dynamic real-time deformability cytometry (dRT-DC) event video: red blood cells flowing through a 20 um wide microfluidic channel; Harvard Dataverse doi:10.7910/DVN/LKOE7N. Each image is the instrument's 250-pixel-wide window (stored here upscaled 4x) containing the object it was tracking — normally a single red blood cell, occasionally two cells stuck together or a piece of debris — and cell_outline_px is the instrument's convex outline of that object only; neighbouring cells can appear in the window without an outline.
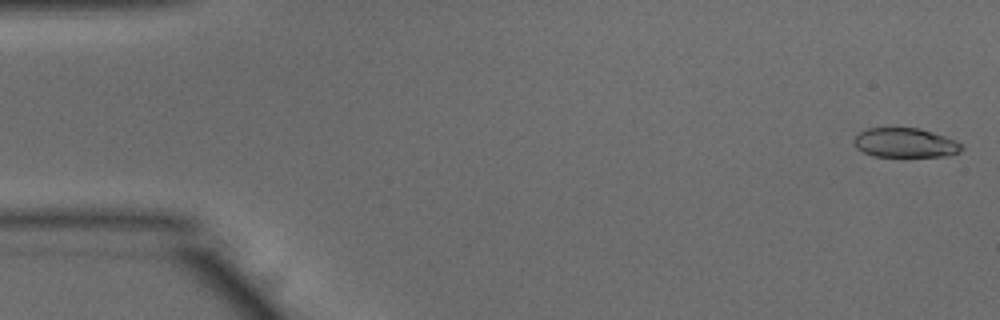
{"species": "common noctule bat (a hibernating species)", "species_latin": "Nyctalus noctula", "temperature_condition": "warm", "stored_images_in_passage": 52, "camera_frame_rate_fps": 3000, "um_per_image_px": 0.085, "animal": {"sex": "male", "body_mass_g": 15.6}, "frame": {"image": 1, "passage_image": 1, "time_ms": 0.0, "image_size_px": [1000, 320], "cell_outline_px": [[964, 148], [960, 152], [948, 156], [872, 156], [856, 148], [852, 144], [852, 140], [860, 132], [868, 128], [920, 128], [956, 140], [964, 144]], "centroid_in_image_um": [76.95, 12.14], "position_along_channel_um": 8.0, "area_um2": 18.61}}
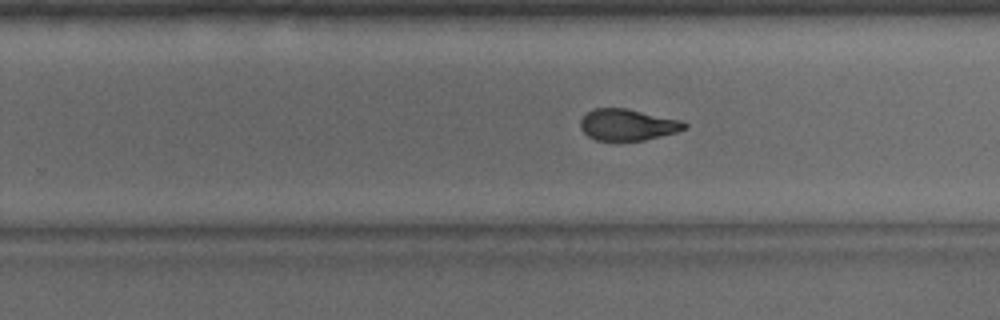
{"frame": {"image": 2, "passage_image": 32, "time_ms": 10.333, "image_size_px": [1000, 320], "cell_outline_px": [[688, 128], [676, 132], [644, 140], [596, 140], [588, 136], [580, 128], [580, 120], [592, 108], [628, 108], [680, 120], [688, 124]], "centroid_in_image_um": [53.35, 10.59], "position_along_channel_um": 276.5, "area_um2": 19.02}}
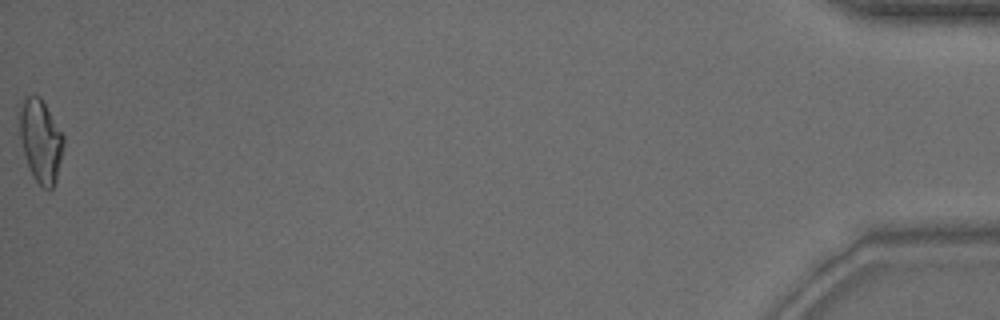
{"frame": {"image": 3, "passage_image": 52, "time_ms": 17.0, "image_size_px": [1000, 320], "cell_outline_px": [[64, 144], [56, 180], [52, 188], [44, 188], [32, 176], [28, 168], [24, 156], [16, 116], [16, 104], [28, 96], [40, 96], [64, 136]], "centroid_in_image_um": [3.39, 11.9], "position_along_channel_um": 431.8, "area_um2": 21.73}, "authors_computed_cell_mechanics": {"area_um2": 20.0855, "velocity_mm_per_s": 3.8549, "shape_relaxation_time_tau1_ms": 5.2991, "shape_relaxation_time_tau2_ms": 1.1091, "deformation_change_tau1": 0.1999, "deformation_change_tau2": 0.0835}}